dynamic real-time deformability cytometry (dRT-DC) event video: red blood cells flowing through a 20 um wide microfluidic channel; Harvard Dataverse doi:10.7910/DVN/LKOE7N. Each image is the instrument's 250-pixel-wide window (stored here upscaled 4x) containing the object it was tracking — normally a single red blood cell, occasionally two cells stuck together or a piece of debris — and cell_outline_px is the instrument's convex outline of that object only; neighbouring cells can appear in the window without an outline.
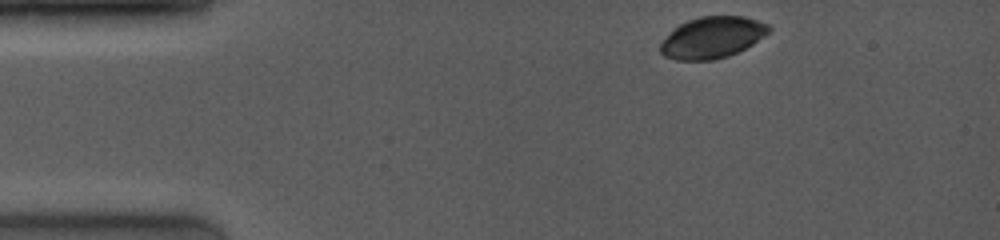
{"species": "common noctule bat (a hibernating species)", "species_latin": "Nyctalus noctula", "temperature_condition": "room temperature", "stored_images_in_passage": 29, "camera_frame_rate_fps": 4000, "um_per_image_px": 0.085, "animal": {"sex": "female", "body_mass_g": 19.0, "forearm_length_mm": 53.3}, "frame": {"image": 1, "passage_image": 1, "time_ms": 0.0, "image_size_px": [1000, 240], "cell_outline_px": [[772, 28], [764, 36], [752, 44], [728, 56], [712, 60], [676, 60], [664, 56], [660, 52], [660, 40], [672, 28], [688, 20], [700, 16], [744, 16], [768, 24]], "centroid_in_image_um": [60.49, 3.18], "position_along_channel_um": 24.5, "area_um2": 26.3}}
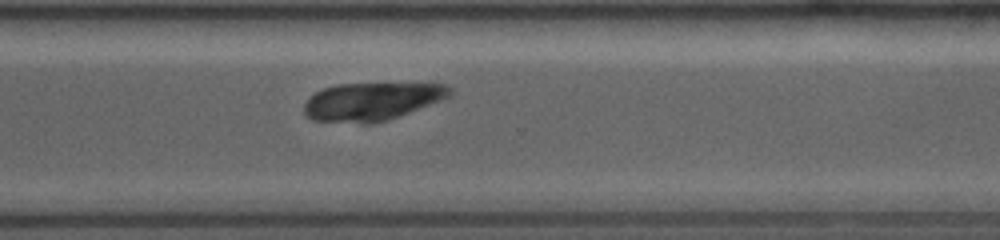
{"frame": {"image": 2, "passage_image": 21, "time_ms": 9.5, "image_size_px": [1000, 240], "cell_outline_px": [[452, 92], [444, 100], [400, 116], [388, 120], [372, 124], [364, 124], [312, 120], [304, 112], [304, 104], [316, 92], [324, 88], [336, 84], [444, 84], [452, 88]], "centroid_in_image_um": [31.62, 8.64], "position_along_channel_um": 339.0, "area_um2": 32.25}}
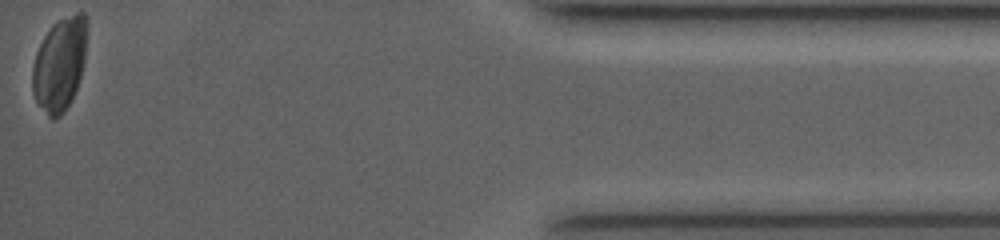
{"frame": {"image": 3, "passage_image": 29, "time_ms": 13.25, "image_size_px": [1000, 240], "cell_outline_px": [[88, 32], [84, 60], [80, 76], [76, 88], [64, 112], [60, 116], [52, 120], [48, 116], [36, 100], [32, 92], [32, 68], [36, 52], [44, 36], [52, 24], [76, 12], [84, 12], [88, 16]], "centroid_in_image_um": [5.09, 5.4], "position_along_channel_um": 430.1, "area_um2": 29.77}}